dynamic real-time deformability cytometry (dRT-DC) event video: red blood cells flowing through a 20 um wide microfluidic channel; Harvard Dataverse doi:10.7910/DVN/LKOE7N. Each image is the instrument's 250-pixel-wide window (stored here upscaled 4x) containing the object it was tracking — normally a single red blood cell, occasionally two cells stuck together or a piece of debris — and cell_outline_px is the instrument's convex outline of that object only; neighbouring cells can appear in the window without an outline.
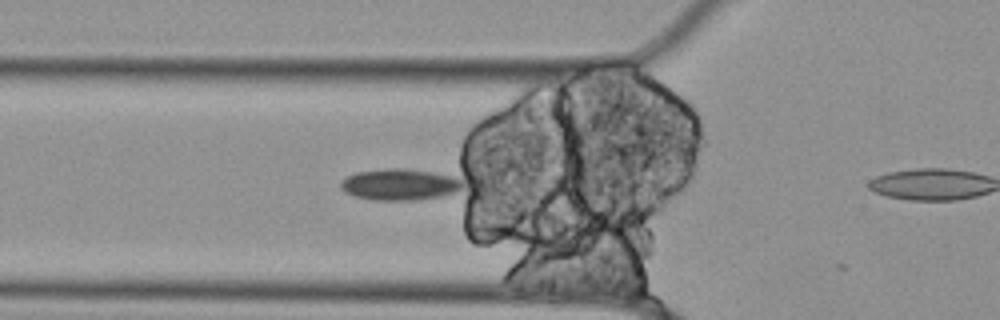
{"species": "Egyptian fruit bat (a non-hibernating species)", "species_latin": "Rousettus aegyptiacus", "temperature_condition": "cold", "stored_images_in_passage": 20, "camera_frame_rate_fps": 3000, "um_per_image_px": 0.085, "animal": {"sex": "female"}, "frame": {"image": 1, "passage_image": 19, "time_ms": 6.0, "image_size_px": [1000, 320], "cell_outline_px": [[464, 188], [456, 192], [444, 196], [420, 200], [376, 200], [356, 196], [344, 192], [340, 188], [340, 180], [344, 176], [356, 172], [388, 168], [408, 168], [456, 176], [464, 184]], "centroid_in_image_um": [34.0, 15.68], "position_along_channel_um": 91.8, "area_um2": 22.77}}